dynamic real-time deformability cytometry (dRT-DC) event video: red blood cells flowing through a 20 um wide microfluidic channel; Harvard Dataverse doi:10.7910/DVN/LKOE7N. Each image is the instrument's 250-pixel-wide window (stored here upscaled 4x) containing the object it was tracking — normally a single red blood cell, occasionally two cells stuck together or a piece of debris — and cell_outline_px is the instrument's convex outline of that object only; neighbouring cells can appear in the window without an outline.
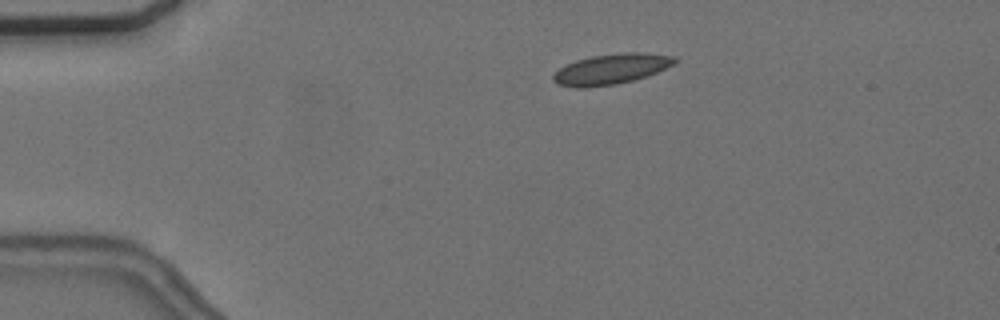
{"species": "common noctule bat (a hibernating species)", "species_latin": "Nyctalus noctula", "temperature_condition": "cold", "stored_images_in_passage": 2, "camera_frame_rate_fps": 3000, "um_per_image_px": 0.085, "animal": {"sex": "female", "body_mass_g": 24.6, "forearm_length_mm": 56.2}, "frame": {"image": 1, "passage_image": 1, "time_ms": 0.0, "image_size_px": [1000, 320], "cell_outline_px": [[680, 60], [656, 72], [632, 80], [616, 84], [588, 88], [576, 88], [556, 84], [552, 80], [552, 76], [560, 68], [576, 60], [592, 56], [624, 52], [644, 52], [676, 56]], "centroid_in_image_um": [51.94, 5.87], "position_along_channel_um": 33.1, "area_um2": 21.5}}